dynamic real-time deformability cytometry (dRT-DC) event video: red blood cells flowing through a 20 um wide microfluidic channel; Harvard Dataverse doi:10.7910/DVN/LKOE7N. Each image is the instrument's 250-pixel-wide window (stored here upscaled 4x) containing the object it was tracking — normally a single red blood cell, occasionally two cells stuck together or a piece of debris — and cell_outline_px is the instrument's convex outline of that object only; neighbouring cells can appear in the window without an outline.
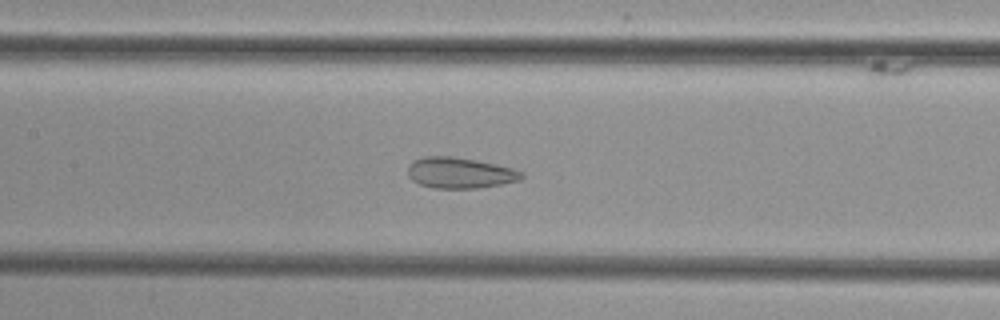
{"species": "common noctule bat (a hibernating species)", "species_latin": "Nyctalus noctula", "temperature_condition": "cold", "stored_images_in_passage": 53, "camera_frame_rate_fps": 3000, "um_per_image_px": 0.085, "animal": {"sex": "female", "body_mass_g": 29.2, "forearm_length_mm": 56.3}, "frame": {"image": 1, "passage_image": 26, "time_ms": 8.333, "image_size_px": [1000, 320], "cell_outline_px": [[524, 176], [520, 180], [504, 184], [480, 188], [432, 188], [420, 184], [412, 180], [408, 176], [408, 164], [412, 160], [424, 156], [452, 156], [476, 160], [496, 164], [512, 168], [524, 172]], "centroid_in_image_um": [39.09, 14.69], "position_along_channel_um": 168.3, "area_um2": 20.75}}
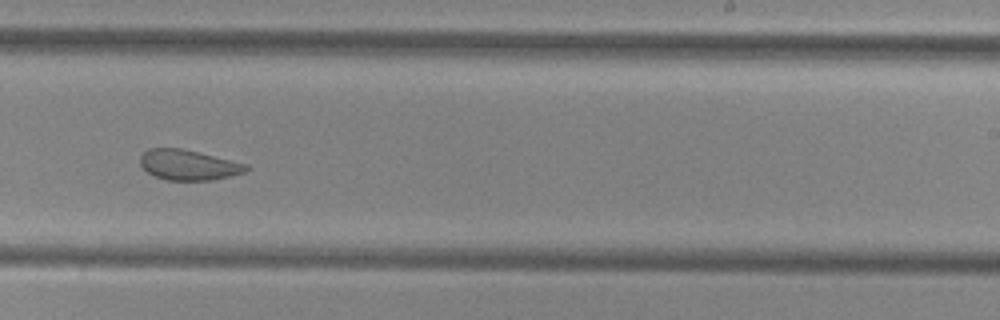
{"frame": {"image": 2, "passage_image": 34, "time_ms": 11.0, "image_size_px": [1000, 320], "cell_outline_px": [[252, 168], [244, 172], [212, 180], [168, 180], [156, 176], [148, 172], [140, 164], [140, 156], [148, 148], [180, 148], [248, 164]], "centroid_in_image_um": [16.03, 14.01], "position_along_channel_um": 273.0, "area_um2": 18.5}}
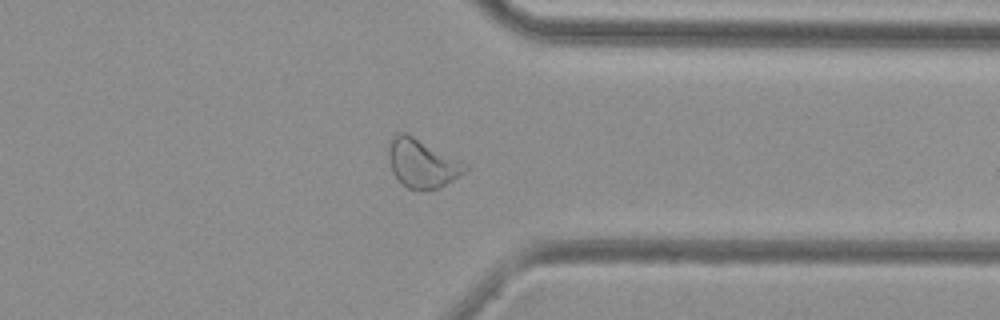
{"frame": {"image": 3, "passage_image": 42, "time_ms": 13.667, "image_size_px": [1000, 320], "cell_outline_px": [[468, 168], [464, 172], [440, 188], [428, 192], [420, 192], [408, 188], [392, 172], [388, 156], [388, 148], [392, 140], [400, 132], [404, 132], [468, 164]], "centroid_in_image_um": [35.89, 13.94], "position_along_channel_um": 375.5, "area_um2": 21.44}}